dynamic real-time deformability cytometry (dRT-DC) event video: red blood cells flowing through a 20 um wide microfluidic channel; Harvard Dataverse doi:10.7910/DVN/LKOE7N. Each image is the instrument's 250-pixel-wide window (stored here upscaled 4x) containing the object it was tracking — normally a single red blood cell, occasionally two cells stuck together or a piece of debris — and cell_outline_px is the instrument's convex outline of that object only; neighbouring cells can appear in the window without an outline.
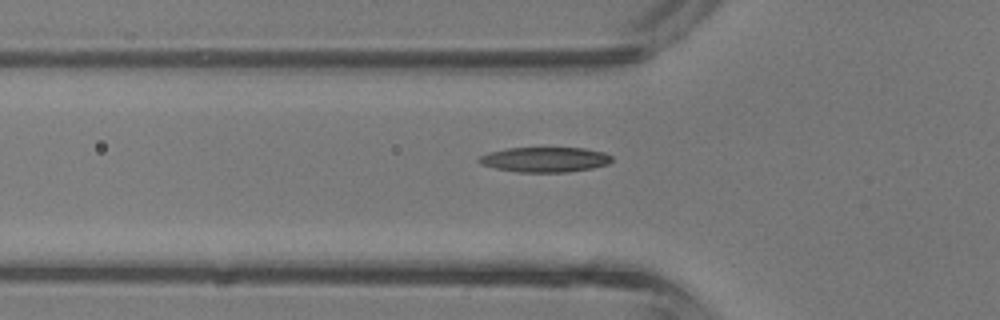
{"species": "common noctule bat (a hibernating species)", "species_latin": "Nyctalus noctula", "temperature_condition": "room temperature", "stored_images_in_passage": 31, "camera_frame_rate_fps": 3000, "um_per_image_px": 0.085, "animal": {"sex": "male", "body_mass_g": 13.3}, "frame": {"image": 1, "passage_image": 8, "time_ms": 2.333, "image_size_px": [1000, 320], "cell_outline_px": [[612, 160], [608, 164], [592, 168], [568, 172], [516, 172], [496, 168], [480, 164], [476, 160], [480, 156], [488, 152], [508, 148], [584, 148], [604, 152], [612, 156]], "centroid_in_image_um": [46.3, 13.56], "position_along_channel_um": 79.5, "area_um2": 19.42}}
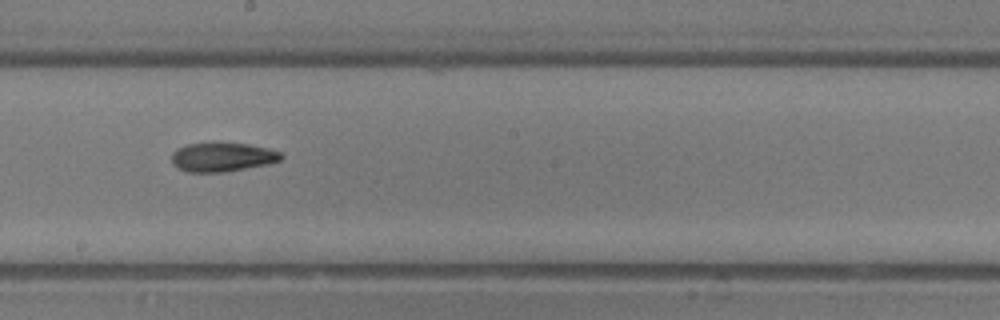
{"frame": {"image": 2, "passage_image": 17, "time_ms": 5.333, "image_size_px": [1000, 320], "cell_outline_px": [[284, 156], [280, 160], [268, 164], [228, 172], [188, 172], [176, 168], [172, 164], [172, 152], [176, 148], [188, 144], [212, 140], [220, 140], [248, 144], [268, 148], [280, 152]], "centroid_in_image_um": [18.87, 13.31], "position_along_channel_um": 229.3, "area_um2": 19.42}}
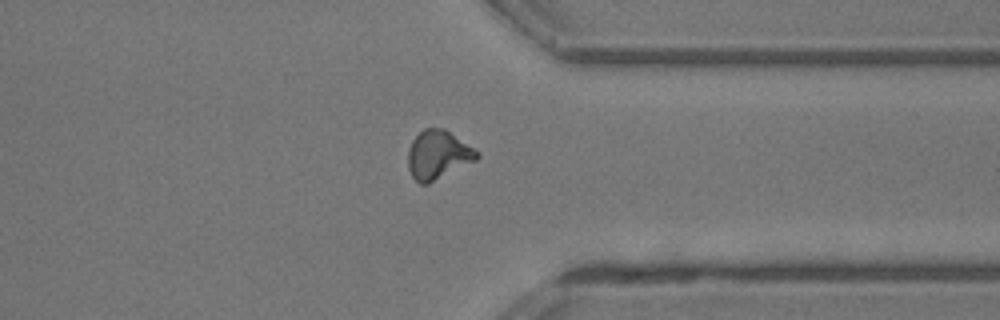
{"frame": {"image": 3, "passage_image": 26, "time_ms": 8.333, "image_size_px": [1000, 320], "cell_outline_px": [[480, 156], [476, 160], [428, 184], [420, 184], [412, 176], [408, 168], [408, 148], [412, 140], [424, 128], [444, 128], [480, 152]], "centroid_in_image_um": [37.23, 13.16], "position_along_channel_um": 374.2, "area_um2": 19.54}, "authors_computed_cell_mechanics": {"area_um2": 18.6116, "velocity_mm_per_s": 4.9659, "shape_relaxation_time_tau1_ms": 5.5119, "shape_relaxation_time_tau2_ms": 7.2999, "deformation_change_tau1": 0.2072, "deformation_change_tau2": 0.1709}}